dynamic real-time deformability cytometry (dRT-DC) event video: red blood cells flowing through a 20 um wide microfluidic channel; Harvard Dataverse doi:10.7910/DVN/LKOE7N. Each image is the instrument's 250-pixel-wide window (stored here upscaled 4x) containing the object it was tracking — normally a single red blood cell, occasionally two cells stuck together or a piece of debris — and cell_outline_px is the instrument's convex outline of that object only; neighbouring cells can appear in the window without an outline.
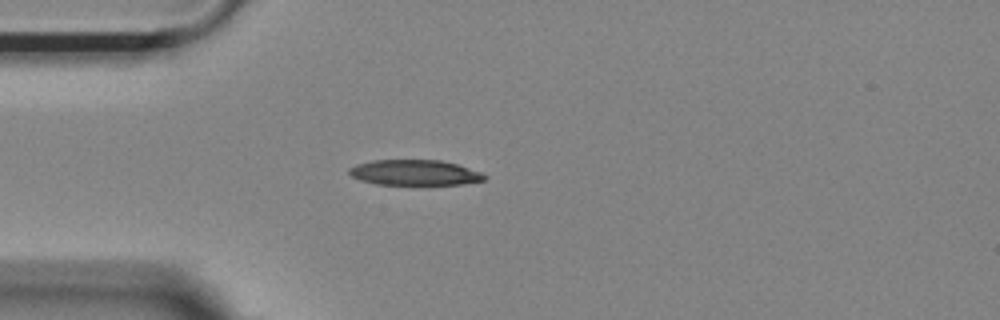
{"species": "Egyptian fruit bat (a non-hibernating species)", "species_latin": "Rousettus aegyptiacus", "temperature_condition": "room temperature", "stored_images_in_passage": 40, "camera_frame_rate_fps": 3000, "um_per_image_px": 0.085, "animal": {"sex": "female"}, "frame": {"image": 1, "passage_image": 1, "time_ms": 0.0, "image_size_px": [1000, 320], "cell_outline_px": [[488, 176], [484, 180], [460, 184], [376, 184], [360, 180], [352, 176], [348, 172], [348, 168], [356, 164], [372, 160], [440, 160], [456, 164], [480, 172]], "centroid_in_image_um": [35.21, 14.66], "position_along_channel_um": 49.8, "area_um2": 19.88}}
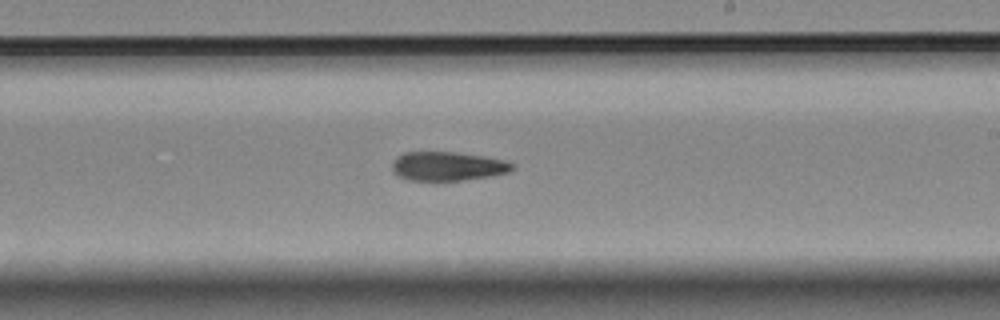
{"frame": {"image": 2, "passage_image": 18, "time_ms": 5.667, "image_size_px": [1000, 320], "cell_outline_px": [[516, 168], [508, 172], [492, 176], [464, 180], [408, 180], [400, 176], [392, 168], [392, 164], [396, 156], [404, 152], [452, 152], [484, 156], [504, 160], [516, 164]], "centroid_in_image_um": [38.1, 14.12], "position_along_channel_um": 250.9, "area_um2": 20.29}}
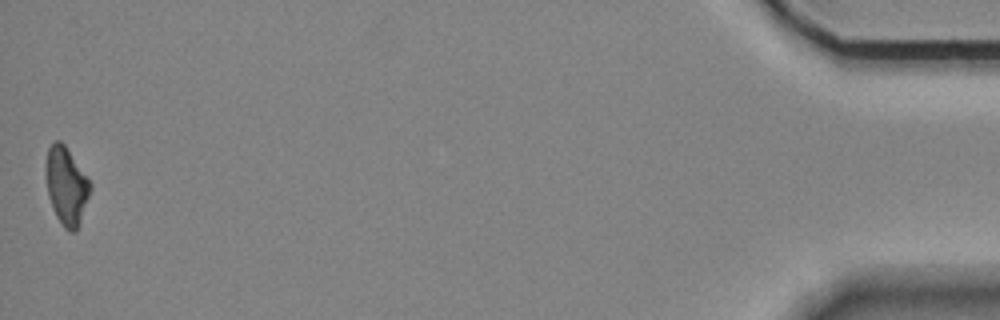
{"frame": {"image": 3, "passage_image": 40, "time_ms": 13.0, "image_size_px": [1000, 320], "cell_outline_px": [[92, 188], [76, 232], [72, 232], [64, 228], [56, 216], [48, 196], [44, 168], [48, 148], [56, 140], [60, 140], [64, 144], [92, 184]], "centroid_in_image_um": [5.62, 15.8], "position_along_channel_um": 429.6, "area_um2": 20.06}, "authors_computed_cell_mechanics": {"area_um2": 20.9814, "velocity_mm_per_s": 3.7162, "shape_relaxation_time_tau1_ms": 6.14, "shape_relaxation_time_tau2_ms": null, "deformation_change_tau1": 0.1742, "deformation_change_tau2": null}}